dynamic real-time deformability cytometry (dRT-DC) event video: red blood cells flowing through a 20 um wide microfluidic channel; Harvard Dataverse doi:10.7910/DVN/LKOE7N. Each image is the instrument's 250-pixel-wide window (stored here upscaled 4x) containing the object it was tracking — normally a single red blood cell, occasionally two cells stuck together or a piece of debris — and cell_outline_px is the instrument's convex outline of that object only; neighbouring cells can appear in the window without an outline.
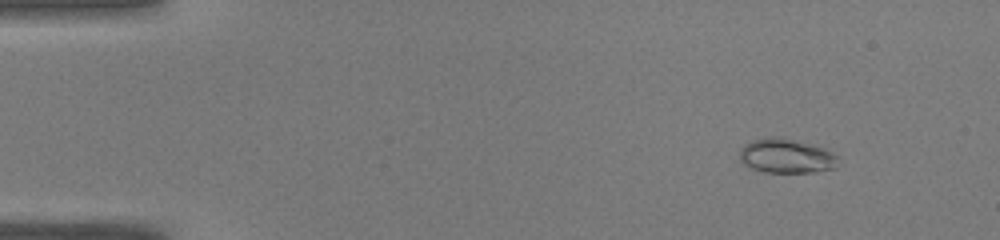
{"species": "common noctule bat (a hibernating species)", "species_latin": "Nyctalus noctula", "temperature_condition": "warm", "stored_images_in_passage": 50, "camera_frame_rate_fps": 3000, "um_per_image_px": 0.085, "animal": {"sex": "male", "body_mass_g": 19.0, "forearm_length_mm": 50.8}, "frame": {"image": 1, "passage_image": 6, "time_ms": 1.667, "image_size_px": [1000, 240], "cell_outline_px": [[840, 156], [836, 168], [816, 172], [764, 172], [752, 168], [744, 164], [740, 160], [740, 152], [744, 144], [752, 140], [768, 136], [772, 136], [792, 140], [824, 148]], "centroid_in_image_um": [66.86, 13.27], "position_along_channel_um": 18.1, "area_um2": 19.71}}
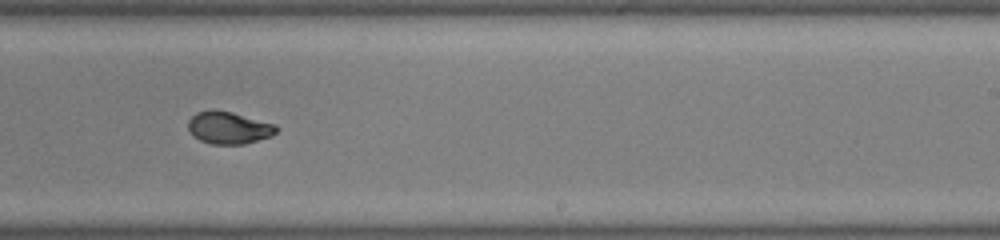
{"frame": {"image": 2, "passage_image": 32, "time_ms": 10.333, "image_size_px": [1000, 240], "cell_outline_px": [[280, 128], [272, 136], [244, 144], [212, 144], [200, 140], [188, 128], [188, 120], [196, 112], [232, 112], [276, 124]], "centroid_in_image_um": [19.51, 10.88], "position_along_channel_um": 269.5, "area_um2": 16.18}}
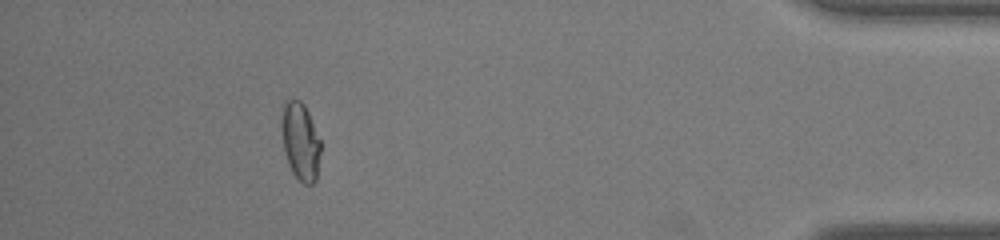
{"frame": {"image": 3, "passage_image": 46, "time_ms": 15.0, "image_size_px": [1000, 240], "cell_outline_px": [[320, 152], [316, 180], [312, 184], [304, 184], [292, 172], [288, 164], [284, 152], [280, 120], [280, 104], [284, 100], [300, 100], [304, 104], [308, 112], [320, 140]], "centroid_in_image_um": [25.49, 11.96], "position_along_channel_um": 409.7, "area_um2": 17.98}, "authors_computed_cell_mechanics": {"area_um2": 17.7446, "velocity_mm_per_s": 4.0955, "shape_relaxation_time_tau1_ms": 7.9185, "shape_relaxation_time_tau2_ms": null, "deformation_change_tau1": 0.237, "deformation_change_tau2": null}}